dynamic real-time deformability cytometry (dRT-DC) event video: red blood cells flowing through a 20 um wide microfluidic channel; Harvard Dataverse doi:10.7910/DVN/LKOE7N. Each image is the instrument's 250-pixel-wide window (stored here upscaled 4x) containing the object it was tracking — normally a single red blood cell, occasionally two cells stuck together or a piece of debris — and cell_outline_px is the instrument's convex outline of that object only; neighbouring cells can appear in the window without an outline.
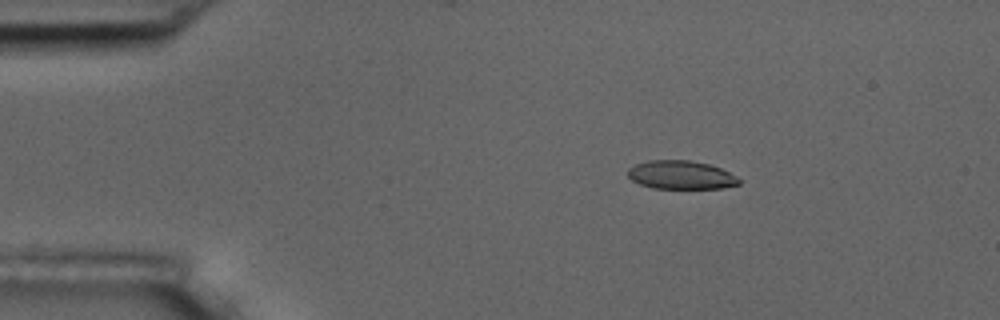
{"species": "common noctule bat (a hibernating species)", "species_latin": "Nyctalus noctula", "temperature_condition": "room temperature", "stored_images_in_passage": 52, "camera_frame_rate_fps": 3000, "um_per_image_px": 0.085, "animal": {"sex": "male", "body_mass_g": 17.5, "forearm_length_mm": 52.3}, "frame": {"image": 1, "passage_image": 6, "time_ms": 1.667, "image_size_px": [1000, 320], "cell_outline_px": [[740, 184], [720, 188], [652, 188], [640, 184], [632, 180], [628, 176], [628, 168], [636, 164], [648, 160], [688, 160], [708, 164], [720, 168], [736, 176], [740, 180]], "centroid_in_image_um": [57.86, 14.87], "position_along_channel_um": 27.1, "area_um2": 18.32}}
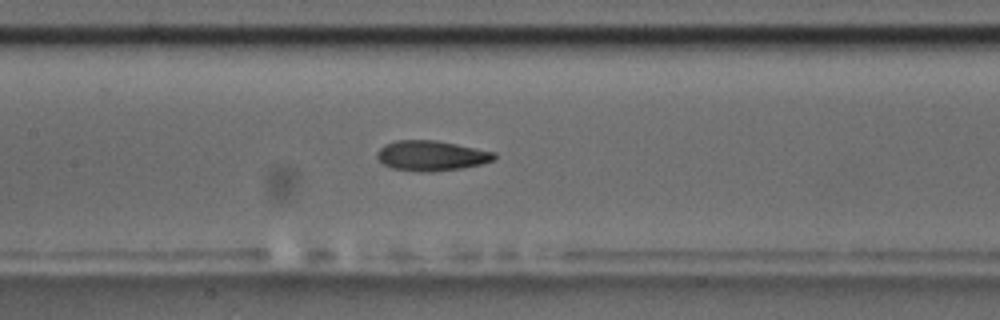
{"frame": {"image": 2, "passage_image": 23, "time_ms": 7.333, "image_size_px": [1000, 320], "cell_outline_px": [[496, 156], [492, 160], [480, 164], [460, 168], [432, 172], [420, 172], [392, 168], [384, 164], [376, 156], [376, 152], [384, 144], [396, 140], [436, 140], [496, 152]], "centroid_in_image_um": [36.63, 13.23], "position_along_channel_um": 170.8, "area_um2": 20.52}}
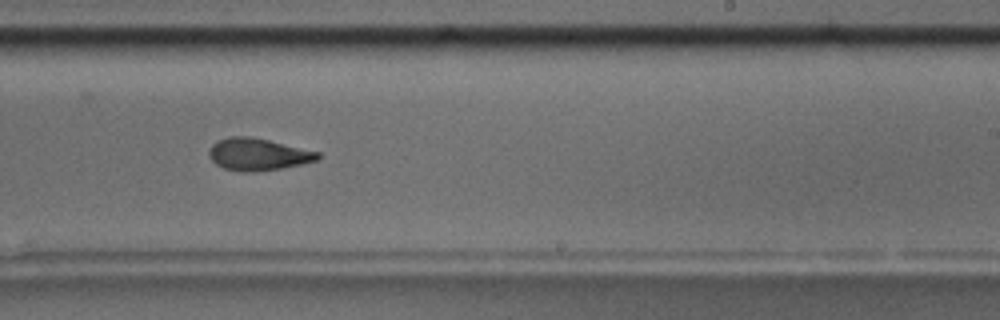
{"frame": {"image": 3, "passage_image": 31, "time_ms": 10.0, "image_size_px": [1000, 320], "cell_outline_px": [[320, 156], [316, 160], [304, 164], [280, 168], [252, 172], [240, 172], [224, 168], [216, 164], [208, 156], [208, 152], [212, 144], [216, 140], [228, 136], [252, 136], [320, 152]], "centroid_in_image_um": [21.9, 13.11], "position_along_channel_um": 267.1, "area_um2": 20.52}, "authors_computed_cell_mechanics": {"area_um2": 20.3456, "velocity_mm_per_s": 3.6258, "shape_relaxation_time_tau1_ms": 7.3631, "shape_relaxation_time_tau2_ms": 2.7595, "deformation_change_tau1": 0.1856, "deformation_change_tau2": 0.0917}}